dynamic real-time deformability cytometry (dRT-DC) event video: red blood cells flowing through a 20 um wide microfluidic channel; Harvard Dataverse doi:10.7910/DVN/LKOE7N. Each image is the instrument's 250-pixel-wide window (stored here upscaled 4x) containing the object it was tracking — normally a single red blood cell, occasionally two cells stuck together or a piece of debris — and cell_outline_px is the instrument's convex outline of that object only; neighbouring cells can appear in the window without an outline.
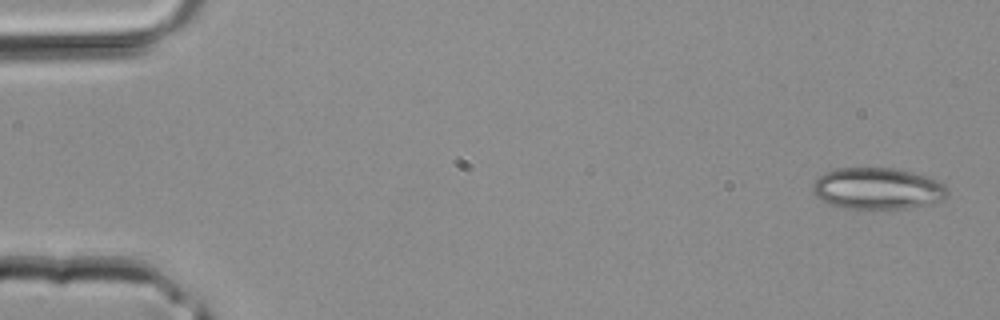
{"species": "common noctule bat (a hibernating species)", "species_latin": "Nyctalus noctula", "temperature_condition": "room temperature", "stored_images_in_passage": 40, "segment_of_instrument_passage": [1, 2], "camera_frame_rate_fps": 3000, "um_per_image_px": 0.085, "animal": {"sex": "male", "body_mass_g": 20.4}, "frame": {"image": 1, "passage_image": 1, "time_ms": 0.0, "image_size_px": [1000, 320], "cell_outline_px": [[948, 196], [944, 200], [932, 204], [904, 208], [868, 212], [844, 208], [828, 204], [816, 196], [812, 192], [812, 184], [824, 172], [836, 168], [896, 168], [924, 176], [936, 180], [944, 184], [948, 188]], "centroid_in_image_um": [74.58, 16.07], "position_along_channel_um": 10.4, "area_um2": 33.58}}
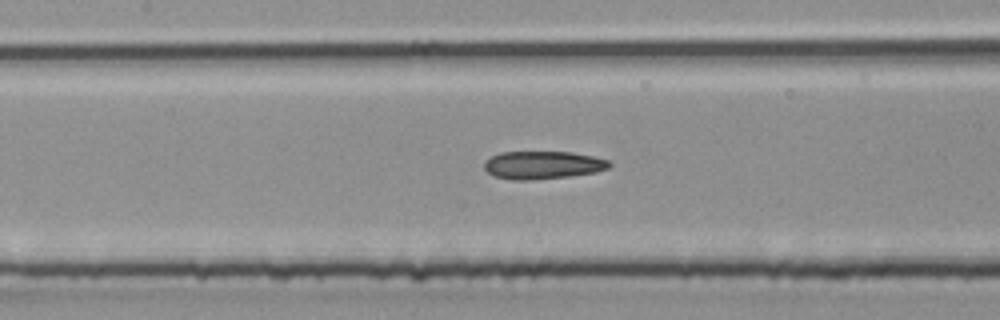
{"frame": {"image": 2, "passage_image": 18, "time_ms": 5.667, "image_size_px": [1000, 320], "cell_outline_px": [[612, 164], [608, 168], [596, 172], [568, 176], [528, 180], [512, 180], [496, 176], [488, 172], [484, 168], [484, 160], [500, 152], [572, 152], [592, 156], [608, 160]], "centroid_in_image_um": [46.12, 14.02], "position_along_channel_um": 161.3, "area_um2": 20.23}}
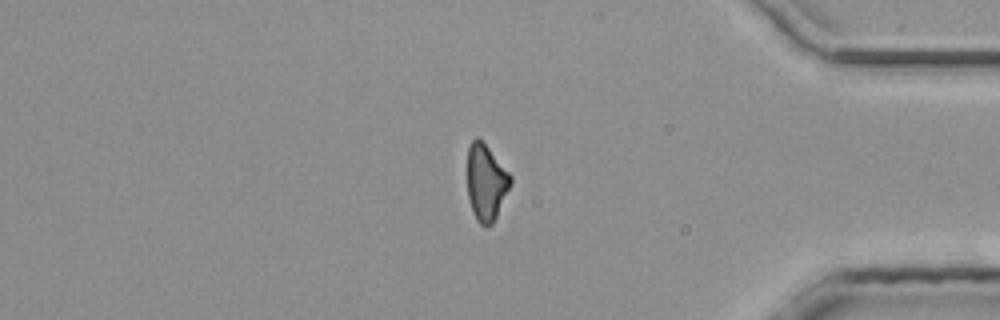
{"frame": {"image": 3, "passage_image": 33, "time_ms": 10.667, "image_size_px": [1000, 320], "cell_outline_px": [[512, 184], [492, 224], [480, 224], [476, 220], [472, 212], [468, 196], [468, 148], [472, 140], [476, 136], [488, 148], [512, 176]], "centroid_in_image_um": [41.32, 15.51], "position_along_channel_um": 393.9, "area_um2": 18.9}}